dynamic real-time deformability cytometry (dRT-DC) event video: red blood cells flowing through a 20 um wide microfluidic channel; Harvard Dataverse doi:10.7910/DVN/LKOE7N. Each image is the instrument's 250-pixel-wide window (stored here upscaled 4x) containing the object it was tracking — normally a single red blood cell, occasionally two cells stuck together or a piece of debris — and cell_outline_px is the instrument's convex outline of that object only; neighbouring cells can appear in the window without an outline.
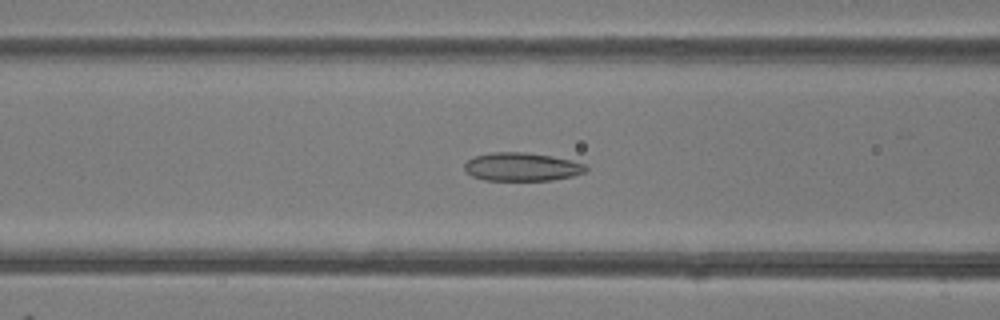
{"species": "common noctule bat (a hibernating species)", "species_latin": "Nyctalus noctula", "temperature_condition": "room temperature", "stored_images_in_passage": 45, "camera_frame_rate_fps": 3000, "um_per_image_px": 0.085, "animal": {"sex": "female"}, "frame": {"image": 1, "passage_image": 16, "time_ms": 5.0, "image_size_px": [1000, 320], "cell_outline_px": [[588, 168], [584, 172], [572, 176], [552, 180], [484, 180], [472, 176], [464, 168], [464, 164], [472, 156], [492, 152], [524, 152], [552, 156], [572, 160], [584, 164]], "centroid_in_image_um": [44.34, 14.17], "position_along_channel_um": 122.3, "area_um2": 20.06}}
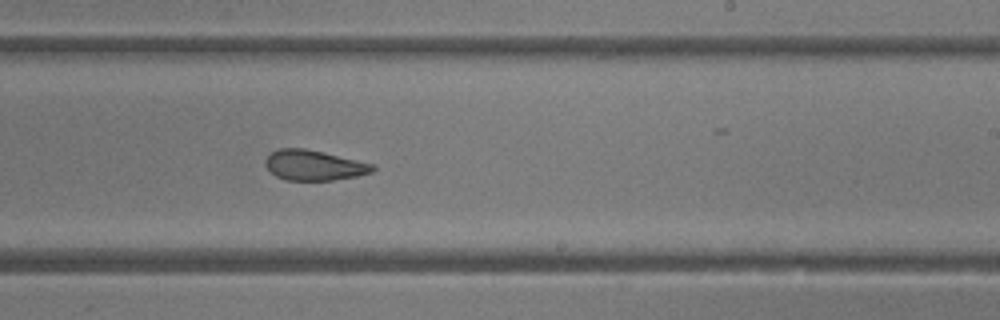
{"frame": {"image": 2, "passage_image": 26, "time_ms": 8.333, "image_size_px": [1000, 320], "cell_outline_px": [[376, 168], [372, 172], [356, 176], [332, 180], [284, 180], [276, 176], [264, 164], [264, 160], [272, 152], [280, 148], [304, 148], [324, 152], [376, 164]], "centroid_in_image_um": [26.71, 14.04], "position_along_channel_um": 262.3, "area_um2": 18.96}}
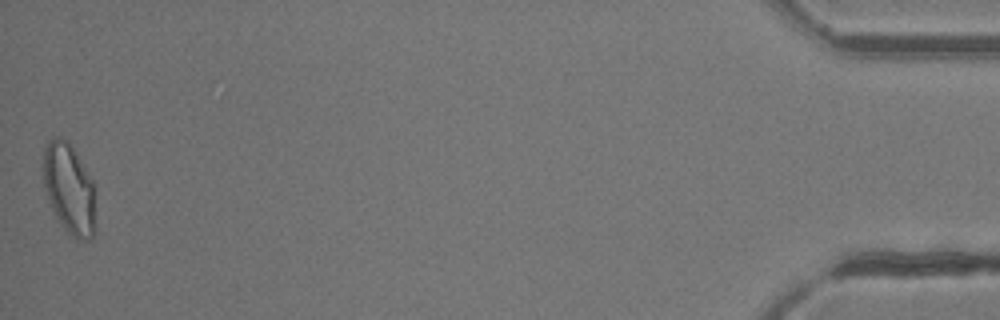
{"frame": {"image": 3, "passage_image": 45, "time_ms": 14.667, "image_size_px": [1000, 320], "cell_outline_px": [[96, 228], [92, 240], [84, 240], [72, 236], [56, 220], [48, 200], [44, 188], [44, 148], [48, 140], [52, 136], [60, 136], [68, 140], [92, 180]], "centroid_in_image_um": [5.87, 16.06], "position_along_channel_um": 429.3, "area_um2": 27.74}, "authors_computed_cell_mechanics": {"area_um2": 21.5594, "velocity_mm_per_s": 4.205, "shape_relaxation_time_tau1_ms": null, "shape_relaxation_time_tau2_ms": 2.6597, "deformation_change_tau1": null, "deformation_change_tau2": 0.085}}